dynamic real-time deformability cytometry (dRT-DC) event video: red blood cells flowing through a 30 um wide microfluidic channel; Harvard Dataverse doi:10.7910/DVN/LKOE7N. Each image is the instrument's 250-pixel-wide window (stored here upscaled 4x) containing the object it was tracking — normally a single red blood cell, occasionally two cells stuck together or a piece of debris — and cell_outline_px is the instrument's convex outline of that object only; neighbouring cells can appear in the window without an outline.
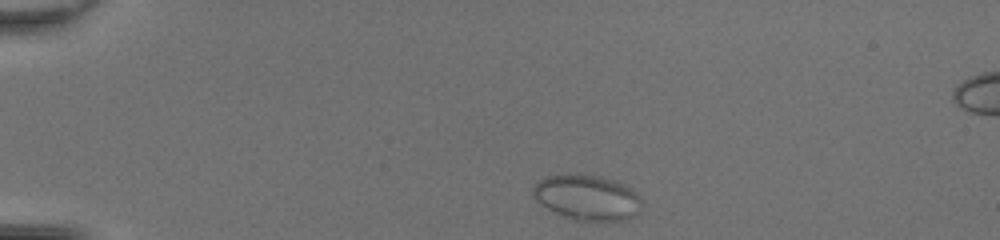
{"species": "common noctule bat (a hibernating species)", "species_latin": "Nyctalus noctula", "temperature_condition": "room temperature", "stored_images_in_passage": 39, "camera_frame_rate_fps": 3000, "um_per_image_px": 0.085, "animal": {"sex": "female", "body_mass_g": 20.0, "forearm_length_mm": 54.0}, "frame": {"image": 1, "passage_image": 1, "time_ms": 0.0, "image_size_px": [1000, 240], "cell_outline_px": [[640, 200], [632, 216], [624, 220], [584, 224], [556, 212], [548, 208], [536, 200], [532, 192], [532, 188], [540, 180], [548, 176], [600, 176], [616, 180], [624, 184], [640, 196]], "centroid_in_image_um": [49.9, 16.84], "position_along_channel_um": 35.1, "area_um2": 28.26}}
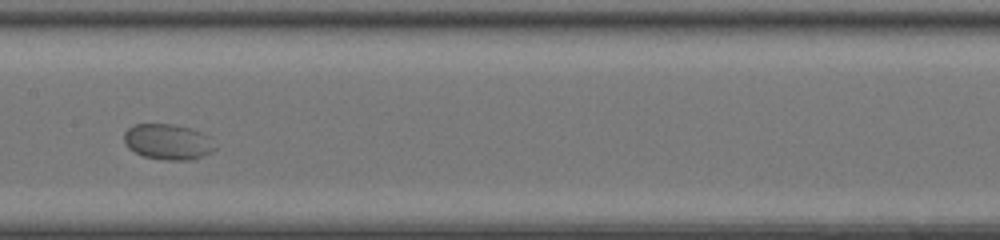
{"frame": {"image": 2, "passage_image": 17, "time_ms": 5.333, "image_size_px": [1000, 240], "cell_outline_px": [[216, 148], [196, 160], [168, 160], [144, 156], [128, 148], [124, 144], [124, 132], [128, 128], [136, 124], [172, 124], [188, 128], [200, 132], [208, 136]], "centroid_in_image_um": [14.25, 12.06], "position_along_channel_um": 193.2, "area_um2": 18.73}}
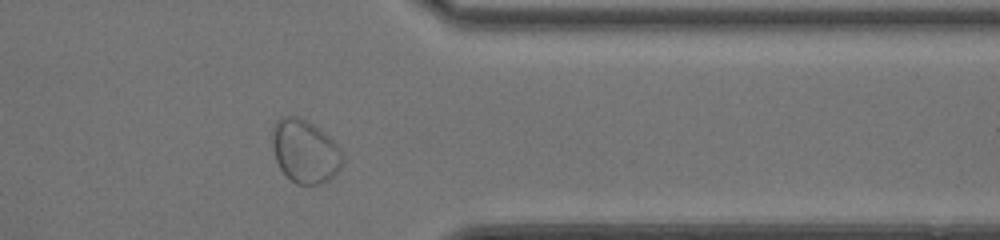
{"frame": {"image": 3, "passage_image": 31, "time_ms": 10.0, "image_size_px": [1000, 240], "cell_outline_px": [[344, 160], [340, 168], [328, 180], [320, 184], [296, 184], [280, 168], [276, 160], [272, 144], [272, 128], [276, 120], [280, 116], [296, 116], [308, 120], [332, 140], [340, 148], [344, 156]], "centroid_in_image_um": [25.91, 12.84], "position_along_channel_um": 385.5, "area_um2": 25.84}, "authors_computed_cell_mechanics": {"area_um2": 22.3108, "velocity_mm_per_s": 4.2328, "shape_relaxation_time_tau1_ms": 2.6937, "shape_relaxation_time_tau2_ms": null, "deformation_change_tau1": 0.0402, "deformation_change_tau2": null}}